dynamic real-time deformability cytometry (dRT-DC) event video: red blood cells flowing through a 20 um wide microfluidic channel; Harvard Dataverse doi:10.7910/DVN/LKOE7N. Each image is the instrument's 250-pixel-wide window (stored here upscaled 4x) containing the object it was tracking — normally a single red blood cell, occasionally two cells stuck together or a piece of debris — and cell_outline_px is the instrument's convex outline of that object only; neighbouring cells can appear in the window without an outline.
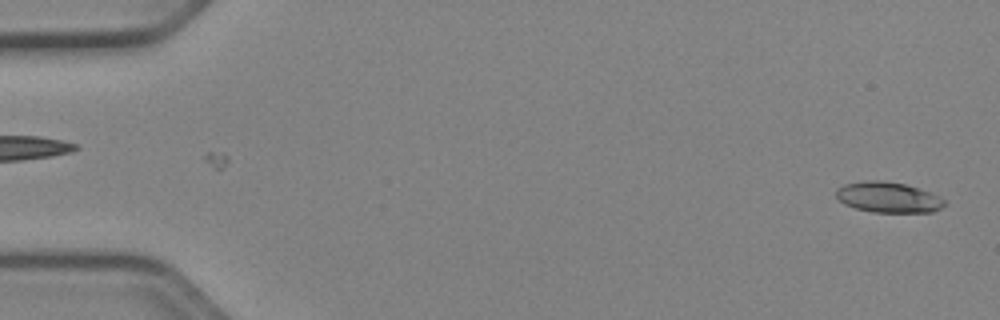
{"species": "Egyptian fruit bat (a non-hibernating species)", "species_latin": "Rousettus aegyptiacus", "temperature_condition": "cold", "stored_images_in_passage": 52, "camera_frame_rate_fps": 3000, "um_per_image_px": 0.085, "animal": {"sex": "female"}, "frame": {"image": 1, "passage_image": 2, "time_ms": 0.333, "image_size_px": [1000, 320], "cell_outline_px": [[948, 204], [932, 212], [872, 212], [856, 208], [844, 204], [836, 196], [836, 188], [844, 184], [868, 180], [880, 180], [904, 184], [928, 192], [944, 200]], "centroid_in_image_um": [75.46, 16.77], "position_along_channel_um": 9.5, "area_um2": 19.07}}
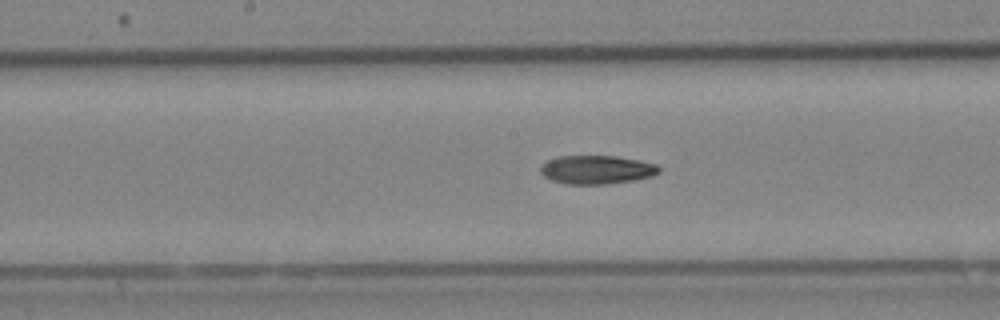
{"frame": {"image": 2, "passage_image": 27, "time_ms": 8.667, "image_size_px": [1000, 320], "cell_outline_px": [[660, 172], [652, 176], [632, 180], [604, 184], [568, 184], [552, 180], [544, 176], [540, 172], [540, 168], [548, 160], [560, 156], [616, 156], [640, 160], [656, 164], [660, 168]], "centroid_in_image_um": [50.73, 14.42], "position_along_channel_um": 197.5, "area_um2": 19.59}}
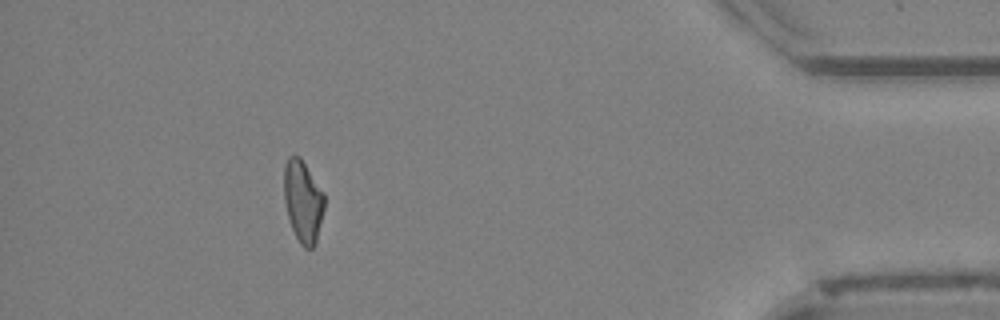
{"frame": {"image": 3, "passage_image": 47, "time_ms": 15.333, "image_size_px": [1000, 320], "cell_outline_px": [[324, 208], [316, 244], [312, 248], [304, 248], [300, 244], [292, 228], [288, 216], [284, 200], [284, 168], [288, 156], [300, 156], [324, 192]], "centroid_in_image_um": [25.76, 17.11], "position_along_channel_um": 409.4, "area_um2": 19.31}, "authors_computed_cell_mechanics": {"area_um2": 19.4786, "velocity_mm_per_s": 3.9562, "shape_relaxation_time_tau1_ms": 7.3415, "shape_relaxation_time_tau2_ms": 9.8408, "deformation_change_tau1": 0.2019, "deformation_change_tau2": 0.2025}}